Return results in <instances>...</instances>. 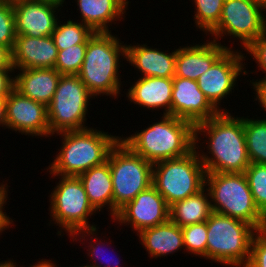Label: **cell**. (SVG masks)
<instances>
[{"label": "cell", "instance_id": "cell-19", "mask_svg": "<svg viewBox=\"0 0 266 267\" xmlns=\"http://www.w3.org/2000/svg\"><path fill=\"white\" fill-rule=\"evenodd\" d=\"M126 60L141 72V77L173 78L176 49L172 53L149 48L146 44L126 45Z\"/></svg>", "mask_w": 266, "mask_h": 267}, {"label": "cell", "instance_id": "cell-35", "mask_svg": "<svg viewBox=\"0 0 266 267\" xmlns=\"http://www.w3.org/2000/svg\"><path fill=\"white\" fill-rule=\"evenodd\" d=\"M99 237H94L93 239L95 240H92V238L90 237V239L89 240H91L90 241V245L88 246V247H90V249L88 250L89 251V253H88V256L90 257V260L91 259H93L95 262H93V260L91 261L92 262V264L90 263V265H88V266H90V267H120L119 265V262H118V259H117V262H115V264H112L111 265V261H109L110 260V258H109V260L108 259H106L105 258V261H103V260H100V262H99V264H98V262H97V260H99V259H102V258H100V256H101V254L104 252H102V250H103V248L102 247H104V243H102V241H96L97 239H98ZM93 242H95V243H93ZM97 242V243H96ZM103 244V245H101V244ZM97 245V246H96ZM102 246V247H101ZM101 248H102V250H101ZM101 251H100V250ZM99 252H101V253H99ZM100 254V255H99ZM98 258V259H97ZM108 258V257H107ZM111 260H112V262H113V259L111 258ZM101 261H103V262H109V263H106V264H104L103 265V262L101 263Z\"/></svg>", "mask_w": 266, "mask_h": 267}, {"label": "cell", "instance_id": "cell-43", "mask_svg": "<svg viewBox=\"0 0 266 267\" xmlns=\"http://www.w3.org/2000/svg\"><path fill=\"white\" fill-rule=\"evenodd\" d=\"M35 1H41V2H47V3H52V4H55L57 6H62L63 7V2L65 0H35Z\"/></svg>", "mask_w": 266, "mask_h": 267}, {"label": "cell", "instance_id": "cell-22", "mask_svg": "<svg viewBox=\"0 0 266 267\" xmlns=\"http://www.w3.org/2000/svg\"><path fill=\"white\" fill-rule=\"evenodd\" d=\"M128 4V0H77V10L81 13V23L94 32H111L110 23L122 19Z\"/></svg>", "mask_w": 266, "mask_h": 267}, {"label": "cell", "instance_id": "cell-6", "mask_svg": "<svg viewBox=\"0 0 266 267\" xmlns=\"http://www.w3.org/2000/svg\"><path fill=\"white\" fill-rule=\"evenodd\" d=\"M206 224V258L225 266L246 267L256 229L245 221L215 212Z\"/></svg>", "mask_w": 266, "mask_h": 267}, {"label": "cell", "instance_id": "cell-1", "mask_svg": "<svg viewBox=\"0 0 266 267\" xmlns=\"http://www.w3.org/2000/svg\"><path fill=\"white\" fill-rule=\"evenodd\" d=\"M201 134L206 139L208 136L206 149L212 155L198 153L206 172H245L250 159L245 142L244 117H233L228 110L219 112L213 118L194 125V145L200 142L198 135Z\"/></svg>", "mask_w": 266, "mask_h": 267}, {"label": "cell", "instance_id": "cell-17", "mask_svg": "<svg viewBox=\"0 0 266 267\" xmlns=\"http://www.w3.org/2000/svg\"><path fill=\"white\" fill-rule=\"evenodd\" d=\"M58 49L52 36L16 35L12 50L14 69L54 68Z\"/></svg>", "mask_w": 266, "mask_h": 267}, {"label": "cell", "instance_id": "cell-24", "mask_svg": "<svg viewBox=\"0 0 266 267\" xmlns=\"http://www.w3.org/2000/svg\"><path fill=\"white\" fill-rule=\"evenodd\" d=\"M78 177L92 207L99 212L106 205L113 219V184L109 162L92 167Z\"/></svg>", "mask_w": 266, "mask_h": 267}, {"label": "cell", "instance_id": "cell-26", "mask_svg": "<svg viewBox=\"0 0 266 267\" xmlns=\"http://www.w3.org/2000/svg\"><path fill=\"white\" fill-rule=\"evenodd\" d=\"M244 134L250 163L266 165V119L244 118Z\"/></svg>", "mask_w": 266, "mask_h": 267}, {"label": "cell", "instance_id": "cell-44", "mask_svg": "<svg viewBox=\"0 0 266 267\" xmlns=\"http://www.w3.org/2000/svg\"><path fill=\"white\" fill-rule=\"evenodd\" d=\"M16 266H17L16 262L14 263V261H12V260L0 262V267H16Z\"/></svg>", "mask_w": 266, "mask_h": 267}, {"label": "cell", "instance_id": "cell-33", "mask_svg": "<svg viewBox=\"0 0 266 267\" xmlns=\"http://www.w3.org/2000/svg\"><path fill=\"white\" fill-rule=\"evenodd\" d=\"M246 267H266V227L255 231L251 241L250 260Z\"/></svg>", "mask_w": 266, "mask_h": 267}, {"label": "cell", "instance_id": "cell-41", "mask_svg": "<svg viewBox=\"0 0 266 267\" xmlns=\"http://www.w3.org/2000/svg\"><path fill=\"white\" fill-rule=\"evenodd\" d=\"M12 222L13 220L9 216H0V233L8 229Z\"/></svg>", "mask_w": 266, "mask_h": 267}, {"label": "cell", "instance_id": "cell-47", "mask_svg": "<svg viewBox=\"0 0 266 267\" xmlns=\"http://www.w3.org/2000/svg\"><path fill=\"white\" fill-rule=\"evenodd\" d=\"M78 267H90V266H88V264H87L86 266L84 265V266H78Z\"/></svg>", "mask_w": 266, "mask_h": 267}, {"label": "cell", "instance_id": "cell-3", "mask_svg": "<svg viewBox=\"0 0 266 267\" xmlns=\"http://www.w3.org/2000/svg\"><path fill=\"white\" fill-rule=\"evenodd\" d=\"M111 32H95L88 40L84 62L77 76L94 96L120 93V56L126 59V44Z\"/></svg>", "mask_w": 266, "mask_h": 267}, {"label": "cell", "instance_id": "cell-30", "mask_svg": "<svg viewBox=\"0 0 266 267\" xmlns=\"http://www.w3.org/2000/svg\"><path fill=\"white\" fill-rule=\"evenodd\" d=\"M86 49L87 43H81L58 50L54 68L61 75H77L84 62Z\"/></svg>", "mask_w": 266, "mask_h": 267}, {"label": "cell", "instance_id": "cell-46", "mask_svg": "<svg viewBox=\"0 0 266 267\" xmlns=\"http://www.w3.org/2000/svg\"><path fill=\"white\" fill-rule=\"evenodd\" d=\"M266 7V0H254Z\"/></svg>", "mask_w": 266, "mask_h": 267}, {"label": "cell", "instance_id": "cell-13", "mask_svg": "<svg viewBox=\"0 0 266 267\" xmlns=\"http://www.w3.org/2000/svg\"><path fill=\"white\" fill-rule=\"evenodd\" d=\"M168 220L169 206L153 185L140 192L113 218L114 222L130 224L137 234L143 229L166 223Z\"/></svg>", "mask_w": 266, "mask_h": 267}, {"label": "cell", "instance_id": "cell-9", "mask_svg": "<svg viewBox=\"0 0 266 267\" xmlns=\"http://www.w3.org/2000/svg\"><path fill=\"white\" fill-rule=\"evenodd\" d=\"M109 162L113 184V218L140 192L152 185L153 164L134 153L121 140L112 148Z\"/></svg>", "mask_w": 266, "mask_h": 267}, {"label": "cell", "instance_id": "cell-42", "mask_svg": "<svg viewBox=\"0 0 266 267\" xmlns=\"http://www.w3.org/2000/svg\"><path fill=\"white\" fill-rule=\"evenodd\" d=\"M45 260V261H44ZM42 259L40 262L31 265L30 267H57L56 264L51 263V260ZM21 267V266H20Z\"/></svg>", "mask_w": 266, "mask_h": 267}, {"label": "cell", "instance_id": "cell-23", "mask_svg": "<svg viewBox=\"0 0 266 267\" xmlns=\"http://www.w3.org/2000/svg\"><path fill=\"white\" fill-rule=\"evenodd\" d=\"M141 244L152 258L167 256L184 249L182 229L168 220L166 223L141 230Z\"/></svg>", "mask_w": 266, "mask_h": 267}, {"label": "cell", "instance_id": "cell-25", "mask_svg": "<svg viewBox=\"0 0 266 267\" xmlns=\"http://www.w3.org/2000/svg\"><path fill=\"white\" fill-rule=\"evenodd\" d=\"M209 199L210 194L204 188L193 196L173 203L169 206V220L179 227L206 222L213 212Z\"/></svg>", "mask_w": 266, "mask_h": 267}, {"label": "cell", "instance_id": "cell-14", "mask_svg": "<svg viewBox=\"0 0 266 267\" xmlns=\"http://www.w3.org/2000/svg\"><path fill=\"white\" fill-rule=\"evenodd\" d=\"M6 127L25 135L49 137L47 106L13 90L6 97Z\"/></svg>", "mask_w": 266, "mask_h": 267}, {"label": "cell", "instance_id": "cell-21", "mask_svg": "<svg viewBox=\"0 0 266 267\" xmlns=\"http://www.w3.org/2000/svg\"><path fill=\"white\" fill-rule=\"evenodd\" d=\"M15 75L14 89L21 95L48 106L61 74L55 68L22 69Z\"/></svg>", "mask_w": 266, "mask_h": 267}, {"label": "cell", "instance_id": "cell-16", "mask_svg": "<svg viewBox=\"0 0 266 267\" xmlns=\"http://www.w3.org/2000/svg\"><path fill=\"white\" fill-rule=\"evenodd\" d=\"M59 7L35 0L14 5L16 35L51 36L57 25L58 18L55 12H59Z\"/></svg>", "mask_w": 266, "mask_h": 267}, {"label": "cell", "instance_id": "cell-15", "mask_svg": "<svg viewBox=\"0 0 266 267\" xmlns=\"http://www.w3.org/2000/svg\"><path fill=\"white\" fill-rule=\"evenodd\" d=\"M219 112L199 89L197 81L173 77L172 116L196 125L213 118Z\"/></svg>", "mask_w": 266, "mask_h": 267}, {"label": "cell", "instance_id": "cell-34", "mask_svg": "<svg viewBox=\"0 0 266 267\" xmlns=\"http://www.w3.org/2000/svg\"><path fill=\"white\" fill-rule=\"evenodd\" d=\"M245 50L253 56L256 64L258 63L257 66L259 70L265 73V77L261 79H266V31L254 40Z\"/></svg>", "mask_w": 266, "mask_h": 267}, {"label": "cell", "instance_id": "cell-10", "mask_svg": "<svg viewBox=\"0 0 266 267\" xmlns=\"http://www.w3.org/2000/svg\"><path fill=\"white\" fill-rule=\"evenodd\" d=\"M92 96L77 75H61L47 106L50 134L88 128L84 123Z\"/></svg>", "mask_w": 266, "mask_h": 267}, {"label": "cell", "instance_id": "cell-2", "mask_svg": "<svg viewBox=\"0 0 266 267\" xmlns=\"http://www.w3.org/2000/svg\"><path fill=\"white\" fill-rule=\"evenodd\" d=\"M120 140L134 153L154 164L190 153L194 149V125L163 114L159 122Z\"/></svg>", "mask_w": 266, "mask_h": 267}, {"label": "cell", "instance_id": "cell-27", "mask_svg": "<svg viewBox=\"0 0 266 267\" xmlns=\"http://www.w3.org/2000/svg\"><path fill=\"white\" fill-rule=\"evenodd\" d=\"M95 32L88 26L81 22H73L68 20L67 23L61 24L59 20L56 28L52 33V38L58 50H65L66 48L81 44L88 43L89 38Z\"/></svg>", "mask_w": 266, "mask_h": 267}, {"label": "cell", "instance_id": "cell-45", "mask_svg": "<svg viewBox=\"0 0 266 267\" xmlns=\"http://www.w3.org/2000/svg\"><path fill=\"white\" fill-rule=\"evenodd\" d=\"M28 1H31V0H3L4 3H7L11 6H14L18 3H22V2H28Z\"/></svg>", "mask_w": 266, "mask_h": 267}, {"label": "cell", "instance_id": "cell-36", "mask_svg": "<svg viewBox=\"0 0 266 267\" xmlns=\"http://www.w3.org/2000/svg\"><path fill=\"white\" fill-rule=\"evenodd\" d=\"M14 71V68H0V97H7L14 90L15 77L10 75Z\"/></svg>", "mask_w": 266, "mask_h": 267}, {"label": "cell", "instance_id": "cell-39", "mask_svg": "<svg viewBox=\"0 0 266 267\" xmlns=\"http://www.w3.org/2000/svg\"><path fill=\"white\" fill-rule=\"evenodd\" d=\"M6 185H7L6 183L5 184L2 183L0 186V216H8L5 214L6 212H3L4 206L7 203L6 201L8 199L7 196H8V191H9V190H6L8 189L6 188L8 187V185L7 186Z\"/></svg>", "mask_w": 266, "mask_h": 267}, {"label": "cell", "instance_id": "cell-8", "mask_svg": "<svg viewBox=\"0 0 266 267\" xmlns=\"http://www.w3.org/2000/svg\"><path fill=\"white\" fill-rule=\"evenodd\" d=\"M194 149L187 155L153 164L152 185L163 196L168 206L193 196L206 188V170Z\"/></svg>", "mask_w": 266, "mask_h": 267}, {"label": "cell", "instance_id": "cell-20", "mask_svg": "<svg viewBox=\"0 0 266 267\" xmlns=\"http://www.w3.org/2000/svg\"><path fill=\"white\" fill-rule=\"evenodd\" d=\"M173 78L141 77L128 89L129 101L149 110L164 108L171 115Z\"/></svg>", "mask_w": 266, "mask_h": 267}, {"label": "cell", "instance_id": "cell-29", "mask_svg": "<svg viewBox=\"0 0 266 267\" xmlns=\"http://www.w3.org/2000/svg\"><path fill=\"white\" fill-rule=\"evenodd\" d=\"M254 203L266 217V165L250 163L245 170Z\"/></svg>", "mask_w": 266, "mask_h": 267}, {"label": "cell", "instance_id": "cell-18", "mask_svg": "<svg viewBox=\"0 0 266 267\" xmlns=\"http://www.w3.org/2000/svg\"><path fill=\"white\" fill-rule=\"evenodd\" d=\"M227 49L215 40L180 46L176 49L175 76L197 81Z\"/></svg>", "mask_w": 266, "mask_h": 267}, {"label": "cell", "instance_id": "cell-11", "mask_svg": "<svg viewBox=\"0 0 266 267\" xmlns=\"http://www.w3.org/2000/svg\"><path fill=\"white\" fill-rule=\"evenodd\" d=\"M266 7L254 0H225L219 23L209 32L221 39L224 34L239 39L245 49L266 31ZM213 34V35H212Z\"/></svg>", "mask_w": 266, "mask_h": 267}, {"label": "cell", "instance_id": "cell-7", "mask_svg": "<svg viewBox=\"0 0 266 267\" xmlns=\"http://www.w3.org/2000/svg\"><path fill=\"white\" fill-rule=\"evenodd\" d=\"M59 176V182L50 195V216L60 229L73 239L78 235L83 242L86 236L93 238L97 233L96 225L89 224L88 216L97 212L89 203L84 186L75 176ZM61 177V178H60ZM87 233V234H86ZM81 238L83 240H81Z\"/></svg>", "mask_w": 266, "mask_h": 267}, {"label": "cell", "instance_id": "cell-37", "mask_svg": "<svg viewBox=\"0 0 266 267\" xmlns=\"http://www.w3.org/2000/svg\"><path fill=\"white\" fill-rule=\"evenodd\" d=\"M252 80L253 89L256 91L255 101L258 100L260 107L266 112V79H261L257 82Z\"/></svg>", "mask_w": 266, "mask_h": 267}, {"label": "cell", "instance_id": "cell-32", "mask_svg": "<svg viewBox=\"0 0 266 267\" xmlns=\"http://www.w3.org/2000/svg\"><path fill=\"white\" fill-rule=\"evenodd\" d=\"M16 39L13 6L0 2V45L13 50Z\"/></svg>", "mask_w": 266, "mask_h": 267}, {"label": "cell", "instance_id": "cell-12", "mask_svg": "<svg viewBox=\"0 0 266 267\" xmlns=\"http://www.w3.org/2000/svg\"><path fill=\"white\" fill-rule=\"evenodd\" d=\"M229 47L212 65L199 76L197 83L209 102L220 112H226L219 108L220 101L232 93L240 74L246 75L243 60L246 56ZM242 62V63H241Z\"/></svg>", "mask_w": 266, "mask_h": 267}, {"label": "cell", "instance_id": "cell-4", "mask_svg": "<svg viewBox=\"0 0 266 267\" xmlns=\"http://www.w3.org/2000/svg\"><path fill=\"white\" fill-rule=\"evenodd\" d=\"M57 134L63 138V144L54 162L49 165V172L75 177L106 162L110 151L121 138L90 127Z\"/></svg>", "mask_w": 266, "mask_h": 267}, {"label": "cell", "instance_id": "cell-40", "mask_svg": "<svg viewBox=\"0 0 266 267\" xmlns=\"http://www.w3.org/2000/svg\"><path fill=\"white\" fill-rule=\"evenodd\" d=\"M6 97H0V126L6 127Z\"/></svg>", "mask_w": 266, "mask_h": 267}, {"label": "cell", "instance_id": "cell-5", "mask_svg": "<svg viewBox=\"0 0 266 267\" xmlns=\"http://www.w3.org/2000/svg\"><path fill=\"white\" fill-rule=\"evenodd\" d=\"M205 186L213 212L245 221L256 230L266 227V217L254 203L245 173L206 172Z\"/></svg>", "mask_w": 266, "mask_h": 267}, {"label": "cell", "instance_id": "cell-31", "mask_svg": "<svg viewBox=\"0 0 266 267\" xmlns=\"http://www.w3.org/2000/svg\"><path fill=\"white\" fill-rule=\"evenodd\" d=\"M184 243V251L189 254L201 256L206 259L207 248V224L206 222L198 224H189L181 227Z\"/></svg>", "mask_w": 266, "mask_h": 267}, {"label": "cell", "instance_id": "cell-38", "mask_svg": "<svg viewBox=\"0 0 266 267\" xmlns=\"http://www.w3.org/2000/svg\"><path fill=\"white\" fill-rule=\"evenodd\" d=\"M0 68H14L12 65V51L0 45Z\"/></svg>", "mask_w": 266, "mask_h": 267}, {"label": "cell", "instance_id": "cell-28", "mask_svg": "<svg viewBox=\"0 0 266 267\" xmlns=\"http://www.w3.org/2000/svg\"><path fill=\"white\" fill-rule=\"evenodd\" d=\"M225 0H194L196 12L195 25L205 34L219 23Z\"/></svg>", "mask_w": 266, "mask_h": 267}]
</instances>
